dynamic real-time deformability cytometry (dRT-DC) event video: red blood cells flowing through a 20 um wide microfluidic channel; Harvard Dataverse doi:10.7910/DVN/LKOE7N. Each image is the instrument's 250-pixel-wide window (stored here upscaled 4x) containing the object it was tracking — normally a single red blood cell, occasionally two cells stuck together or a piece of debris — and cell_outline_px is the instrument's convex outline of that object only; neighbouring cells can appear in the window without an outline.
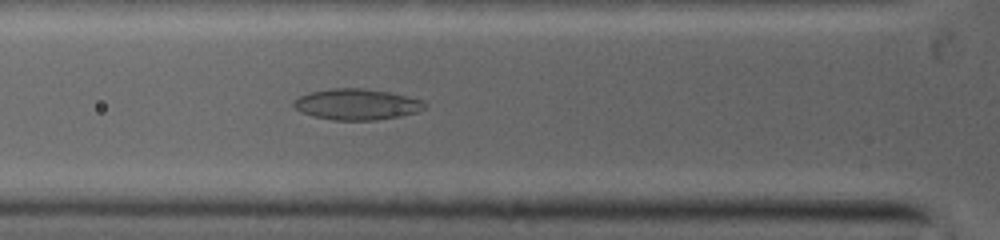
{"species": "common noctule bat (a hibernating species)", "species_latin": "Nyctalus noctula", "temperature_condition": "warm", "stored_images_in_passage": 8, "camera_frame_rate_fps": 5000, "um_per_image_px": 0.085, "animal": {"sex": "female", "body_mass_g": 19.0, "forearm_length_mm": 53.3}, "frame": {"image": 1, "passage_image": 8, "time_ms": 3.4, "image_size_px": [1000, 240], "cell_outline_px": [[424, 108], [416, 112], [400, 116], [376, 120], [332, 120], [316, 116], [304, 112], [296, 108], [292, 104], [300, 96], [312, 92], [336, 88], [356, 88], [388, 92], [420, 100], [424, 104]], "centroid_in_image_um": [30.32, 8.88], "position_along_channel_um": 95.5, "area_um2": 22.89}}